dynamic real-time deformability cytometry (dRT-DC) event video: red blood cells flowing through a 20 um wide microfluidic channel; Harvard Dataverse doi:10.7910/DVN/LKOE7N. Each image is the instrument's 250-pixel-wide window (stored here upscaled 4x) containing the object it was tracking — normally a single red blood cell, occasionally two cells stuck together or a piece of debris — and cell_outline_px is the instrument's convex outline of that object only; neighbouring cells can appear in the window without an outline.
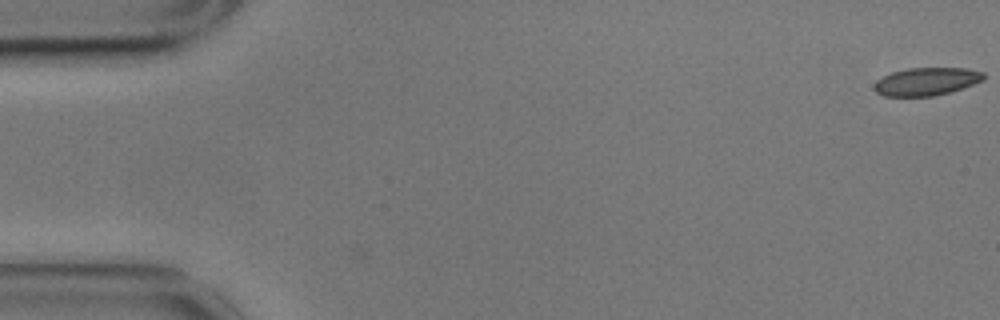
{"species": "common noctule bat (a hibernating species)", "species_latin": "Nyctalus noctula", "temperature_condition": "cold", "stored_images_in_passage": 57, "camera_frame_rate_fps": 3000, "um_per_image_px": 0.085, "animal": {"sex": "male", "body_mass_g": 17.9}, "frame": {"image": 1, "passage_image": 1, "time_ms": 0.0, "image_size_px": [1000, 320], "cell_outline_px": [[984, 80], [948, 92], [932, 96], [884, 96], [876, 92], [872, 88], [876, 80], [892, 72], [908, 68], [964, 68], [984, 72]], "centroid_in_image_um": [78.7, 6.92], "position_along_channel_um": 6.3, "area_um2": 17.63}}
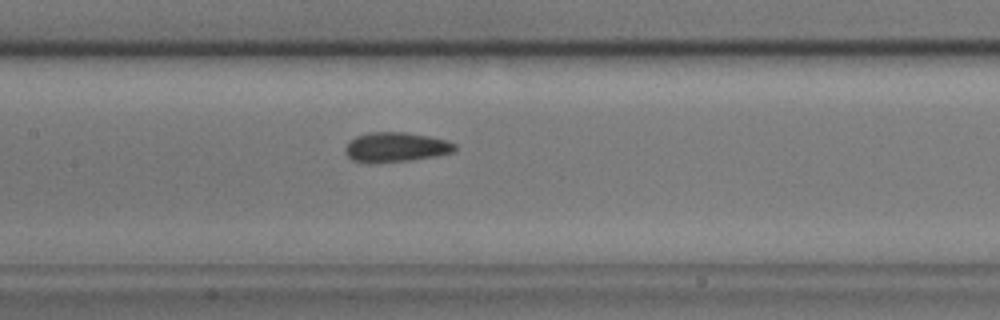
{"frame": {"image": 2, "passage_image": 27, "time_ms": 8.667, "image_size_px": [1000, 320], "cell_outline_px": [[456, 148], [452, 152], [436, 156], [408, 160], [376, 164], [368, 164], [352, 160], [344, 152], [344, 148], [356, 136], [368, 132], [408, 132], [428, 136], [444, 140], [456, 144]], "centroid_in_image_um": [33.6, 12.52], "position_along_channel_um": 173.8, "area_um2": 19.07}}
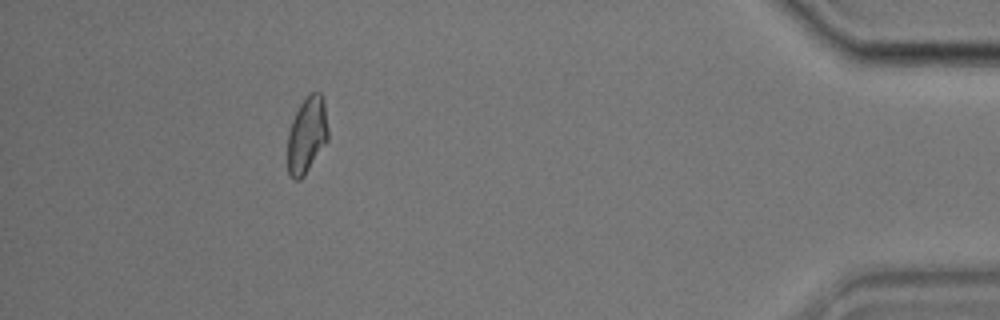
{"frame": {"image": 3, "passage_image": 52, "time_ms": 17.0, "image_size_px": [1000, 320], "cell_outline_px": [[328, 140], [304, 176], [300, 180], [296, 180], [288, 172], [288, 132], [292, 120], [300, 104], [312, 92], [320, 92], [324, 100], [328, 128]], "centroid_in_image_um": [26.1, 11.48], "position_along_channel_um": 409.1, "area_um2": 17.92}, "authors_computed_cell_mechanics": {"area_um2": 18.6694, "velocity_mm_per_s": 3.5105, "shape_relaxation_time_tau1_ms": null, "shape_relaxation_time_tau2_ms": 1.8988, "deformation_change_tau1": null, "deformation_change_tau2": 0.0614}}